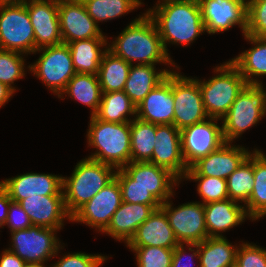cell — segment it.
Listing matches in <instances>:
<instances>
[{
  "mask_svg": "<svg viewBox=\"0 0 266 267\" xmlns=\"http://www.w3.org/2000/svg\"><path fill=\"white\" fill-rule=\"evenodd\" d=\"M28 0H0V4L25 3Z\"/></svg>",
  "mask_w": 266,
  "mask_h": 267,
  "instance_id": "681fc988",
  "label": "cell"
},
{
  "mask_svg": "<svg viewBox=\"0 0 266 267\" xmlns=\"http://www.w3.org/2000/svg\"><path fill=\"white\" fill-rule=\"evenodd\" d=\"M88 128V145L96 151L87 158L116 169L123 168L131 162L130 122H105L91 116Z\"/></svg>",
  "mask_w": 266,
  "mask_h": 267,
  "instance_id": "3957f363",
  "label": "cell"
},
{
  "mask_svg": "<svg viewBox=\"0 0 266 267\" xmlns=\"http://www.w3.org/2000/svg\"><path fill=\"white\" fill-rule=\"evenodd\" d=\"M149 162L167 169L179 181L185 176L188 167L182 156L180 130L173 124H156L155 147Z\"/></svg>",
  "mask_w": 266,
  "mask_h": 267,
  "instance_id": "e0dca14e",
  "label": "cell"
},
{
  "mask_svg": "<svg viewBox=\"0 0 266 267\" xmlns=\"http://www.w3.org/2000/svg\"><path fill=\"white\" fill-rule=\"evenodd\" d=\"M166 1H181V0H158L157 3L160 4V3H163V2H166Z\"/></svg>",
  "mask_w": 266,
  "mask_h": 267,
  "instance_id": "816d5d0a",
  "label": "cell"
},
{
  "mask_svg": "<svg viewBox=\"0 0 266 267\" xmlns=\"http://www.w3.org/2000/svg\"><path fill=\"white\" fill-rule=\"evenodd\" d=\"M179 242L176 240L164 210L155 209L150 217L141 224L126 247H163L174 249Z\"/></svg>",
  "mask_w": 266,
  "mask_h": 267,
  "instance_id": "603a6c76",
  "label": "cell"
},
{
  "mask_svg": "<svg viewBox=\"0 0 266 267\" xmlns=\"http://www.w3.org/2000/svg\"><path fill=\"white\" fill-rule=\"evenodd\" d=\"M7 225L10 228V232L28 229L32 226V223L19 203L11 202L8 209L7 219L4 226Z\"/></svg>",
  "mask_w": 266,
  "mask_h": 267,
  "instance_id": "ee69618b",
  "label": "cell"
},
{
  "mask_svg": "<svg viewBox=\"0 0 266 267\" xmlns=\"http://www.w3.org/2000/svg\"><path fill=\"white\" fill-rule=\"evenodd\" d=\"M184 179L199 182L197 191L202 204L228 199L227 182L225 179L208 176H184Z\"/></svg>",
  "mask_w": 266,
  "mask_h": 267,
  "instance_id": "f35d334b",
  "label": "cell"
},
{
  "mask_svg": "<svg viewBox=\"0 0 266 267\" xmlns=\"http://www.w3.org/2000/svg\"><path fill=\"white\" fill-rule=\"evenodd\" d=\"M0 185L16 203L34 195H63V176L54 174L30 172L0 181Z\"/></svg>",
  "mask_w": 266,
  "mask_h": 267,
  "instance_id": "ffe728a7",
  "label": "cell"
},
{
  "mask_svg": "<svg viewBox=\"0 0 266 267\" xmlns=\"http://www.w3.org/2000/svg\"><path fill=\"white\" fill-rule=\"evenodd\" d=\"M115 167L90 158L80 160L70 177H63V195L67 212L72 216L114 178ZM114 172V173H113Z\"/></svg>",
  "mask_w": 266,
  "mask_h": 267,
  "instance_id": "277c9868",
  "label": "cell"
},
{
  "mask_svg": "<svg viewBox=\"0 0 266 267\" xmlns=\"http://www.w3.org/2000/svg\"><path fill=\"white\" fill-rule=\"evenodd\" d=\"M205 31L215 34L239 25L247 30V0H198Z\"/></svg>",
  "mask_w": 266,
  "mask_h": 267,
  "instance_id": "5bb4252c",
  "label": "cell"
},
{
  "mask_svg": "<svg viewBox=\"0 0 266 267\" xmlns=\"http://www.w3.org/2000/svg\"><path fill=\"white\" fill-rule=\"evenodd\" d=\"M122 202L121 188L118 180L114 178L90 201L80 207L71 216V221L87 224V226L95 228L96 231L103 232Z\"/></svg>",
  "mask_w": 266,
  "mask_h": 267,
  "instance_id": "4fadbf2b",
  "label": "cell"
},
{
  "mask_svg": "<svg viewBox=\"0 0 266 267\" xmlns=\"http://www.w3.org/2000/svg\"><path fill=\"white\" fill-rule=\"evenodd\" d=\"M160 207L123 201L113 214L110 224L102 233L127 244L137 228L150 217L155 209Z\"/></svg>",
  "mask_w": 266,
  "mask_h": 267,
  "instance_id": "cb8c5ba5",
  "label": "cell"
},
{
  "mask_svg": "<svg viewBox=\"0 0 266 267\" xmlns=\"http://www.w3.org/2000/svg\"><path fill=\"white\" fill-rule=\"evenodd\" d=\"M106 37L77 40L68 43L76 73L98 75L102 57L108 47ZM104 46L102 51L101 47Z\"/></svg>",
  "mask_w": 266,
  "mask_h": 267,
  "instance_id": "83f0119b",
  "label": "cell"
},
{
  "mask_svg": "<svg viewBox=\"0 0 266 267\" xmlns=\"http://www.w3.org/2000/svg\"><path fill=\"white\" fill-rule=\"evenodd\" d=\"M63 95L70 96L90 107L91 116H95L99 110L102 96L98 75L76 73L58 98L63 99Z\"/></svg>",
  "mask_w": 266,
  "mask_h": 267,
  "instance_id": "f1b7e54d",
  "label": "cell"
},
{
  "mask_svg": "<svg viewBox=\"0 0 266 267\" xmlns=\"http://www.w3.org/2000/svg\"><path fill=\"white\" fill-rule=\"evenodd\" d=\"M107 260L102 254L68 253L50 267H100Z\"/></svg>",
  "mask_w": 266,
  "mask_h": 267,
  "instance_id": "7bdbcfd3",
  "label": "cell"
},
{
  "mask_svg": "<svg viewBox=\"0 0 266 267\" xmlns=\"http://www.w3.org/2000/svg\"><path fill=\"white\" fill-rule=\"evenodd\" d=\"M246 40L254 44L230 61L238 68L248 85H263L259 77L266 75V38L244 34ZM255 76L256 79H253Z\"/></svg>",
  "mask_w": 266,
  "mask_h": 267,
  "instance_id": "484cf974",
  "label": "cell"
},
{
  "mask_svg": "<svg viewBox=\"0 0 266 267\" xmlns=\"http://www.w3.org/2000/svg\"><path fill=\"white\" fill-rule=\"evenodd\" d=\"M38 51L42 54L36 62L28 65V68L59 97L69 80L76 74L68 44L42 47L34 54Z\"/></svg>",
  "mask_w": 266,
  "mask_h": 267,
  "instance_id": "ba28073f",
  "label": "cell"
},
{
  "mask_svg": "<svg viewBox=\"0 0 266 267\" xmlns=\"http://www.w3.org/2000/svg\"><path fill=\"white\" fill-rule=\"evenodd\" d=\"M131 162H148L155 147L156 124L133 118L130 122Z\"/></svg>",
  "mask_w": 266,
  "mask_h": 267,
  "instance_id": "836d02e7",
  "label": "cell"
},
{
  "mask_svg": "<svg viewBox=\"0 0 266 267\" xmlns=\"http://www.w3.org/2000/svg\"><path fill=\"white\" fill-rule=\"evenodd\" d=\"M254 187L249 200L244 204L250 220L256 221L266 216V155L253 150Z\"/></svg>",
  "mask_w": 266,
  "mask_h": 267,
  "instance_id": "4dcf8cb0",
  "label": "cell"
},
{
  "mask_svg": "<svg viewBox=\"0 0 266 267\" xmlns=\"http://www.w3.org/2000/svg\"><path fill=\"white\" fill-rule=\"evenodd\" d=\"M136 118V105L128 95L122 91L102 92L100 107L95 115L105 122L123 123L131 122L128 116Z\"/></svg>",
  "mask_w": 266,
  "mask_h": 267,
  "instance_id": "1f68e13d",
  "label": "cell"
},
{
  "mask_svg": "<svg viewBox=\"0 0 266 267\" xmlns=\"http://www.w3.org/2000/svg\"><path fill=\"white\" fill-rule=\"evenodd\" d=\"M82 2L97 24L119 18L142 5L141 0H82Z\"/></svg>",
  "mask_w": 266,
  "mask_h": 267,
  "instance_id": "e575fe53",
  "label": "cell"
},
{
  "mask_svg": "<svg viewBox=\"0 0 266 267\" xmlns=\"http://www.w3.org/2000/svg\"><path fill=\"white\" fill-rule=\"evenodd\" d=\"M13 94L14 91L11 88L0 82V107L9 101Z\"/></svg>",
  "mask_w": 266,
  "mask_h": 267,
  "instance_id": "c3c4849f",
  "label": "cell"
},
{
  "mask_svg": "<svg viewBox=\"0 0 266 267\" xmlns=\"http://www.w3.org/2000/svg\"><path fill=\"white\" fill-rule=\"evenodd\" d=\"M115 178L121 188L122 201L132 204L161 206V203L145 188L134 184V180L122 168L116 170Z\"/></svg>",
  "mask_w": 266,
  "mask_h": 267,
  "instance_id": "8d00e7d4",
  "label": "cell"
},
{
  "mask_svg": "<svg viewBox=\"0 0 266 267\" xmlns=\"http://www.w3.org/2000/svg\"><path fill=\"white\" fill-rule=\"evenodd\" d=\"M235 267H266V249L251 243H241L237 248Z\"/></svg>",
  "mask_w": 266,
  "mask_h": 267,
  "instance_id": "b9f144b4",
  "label": "cell"
},
{
  "mask_svg": "<svg viewBox=\"0 0 266 267\" xmlns=\"http://www.w3.org/2000/svg\"><path fill=\"white\" fill-rule=\"evenodd\" d=\"M136 255L138 267H171L173 249L163 247H129Z\"/></svg>",
  "mask_w": 266,
  "mask_h": 267,
  "instance_id": "ab89813d",
  "label": "cell"
},
{
  "mask_svg": "<svg viewBox=\"0 0 266 267\" xmlns=\"http://www.w3.org/2000/svg\"><path fill=\"white\" fill-rule=\"evenodd\" d=\"M25 55L15 51L0 49V82L16 92L14 81L25 76Z\"/></svg>",
  "mask_w": 266,
  "mask_h": 267,
  "instance_id": "74e56055",
  "label": "cell"
},
{
  "mask_svg": "<svg viewBox=\"0 0 266 267\" xmlns=\"http://www.w3.org/2000/svg\"><path fill=\"white\" fill-rule=\"evenodd\" d=\"M147 14L153 19L169 56L168 43L188 46L206 32L198 0L166 1L149 8Z\"/></svg>",
  "mask_w": 266,
  "mask_h": 267,
  "instance_id": "7a4b0ae2",
  "label": "cell"
},
{
  "mask_svg": "<svg viewBox=\"0 0 266 267\" xmlns=\"http://www.w3.org/2000/svg\"><path fill=\"white\" fill-rule=\"evenodd\" d=\"M12 202L8 193L0 185V227L3 226L7 219L9 205Z\"/></svg>",
  "mask_w": 266,
  "mask_h": 267,
  "instance_id": "7dc6e473",
  "label": "cell"
},
{
  "mask_svg": "<svg viewBox=\"0 0 266 267\" xmlns=\"http://www.w3.org/2000/svg\"><path fill=\"white\" fill-rule=\"evenodd\" d=\"M136 117L152 124H173V72L136 106Z\"/></svg>",
  "mask_w": 266,
  "mask_h": 267,
  "instance_id": "44dd1931",
  "label": "cell"
},
{
  "mask_svg": "<svg viewBox=\"0 0 266 267\" xmlns=\"http://www.w3.org/2000/svg\"><path fill=\"white\" fill-rule=\"evenodd\" d=\"M218 121L217 118L208 117L180 130L182 156L188 168L226 143Z\"/></svg>",
  "mask_w": 266,
  "mask_h": 267,
  "instance_id": "30bf717a",
  "label": "cell"
},
{
  "mask_svg": "<svg viewBox=\"0 0 266 267\" xmlns=\"http://www.w3.org/2000/svg\"><path fill=\"white\" fill-rule=\"evenodd\" d=\"M226 199L204 204L205 222L208 237H224L223 232L240 225L247 215L244 205Z\"/></svg>",
  "mask_w": 266,
  "mask_h": 267,
  "instance_id": "d4e9b609",
  "label": "cell"
},
{
  "mask_svg": "<svg viewBox=\"0 0 266 267\" xmlns=\"http://www.w3.org/2000/svg\"><path fill=\"white\" fill-rule=\"evenodd\" d=\"M19 204L34 226L60 230L65 218L71 221V215L65 207L64 195H34L21 200Z\"/></svg>",
  "mask_w": 266,
  "mask_h": 267,
  "instance_id": "7402d4cb",
  "label": "cell"
},
{
  "mask_svg": "<svg viewBox=\"0 0 266 267\" xmlns=\"http://www.w3.org/2000/svg\"><path fill=\"white\" fill-rule=\"evenodd\" d=\"M107 46L109 51L130 65H133L134 61L144 65H156L157 63L167 65L168 63L177 69L173 60L166 53L158 29L147 12L135 18L115 38V41Z\"/></svg>",
  "mask_w": 266,
  "mask_h": 267,
  "instance_id": "6da1fadb",
  "label": "cell"
},
{
  "mask_svg": "<svg viewBox=\"0 0 266 267\" xmlns=\"http://www.w3.org/2000/svg\"><path fill=\"white\" fill-rule=\"evenodd\" d=\"M172 204L168 199L161 204V208L179 244H197L204 241L208 237L204 205L196 201L173 208Z\"/></svg>",
  "mask_w": 266,
  "mask_h": 267,
  "instance_id": "8fae6325",
  "label": "cell"
},
{
  "mask_svg": "<svg viewBox=\"0 0 266 267\" xmlns=\"http://www.w3.org/2000/svg\"><path fill=\"white\" fill-rule=\"evenodd\" d=\"M26 7L35 35V51L63 43L58 15V1L28 0Z\"/></svg>",
  "mask_w": 266,
  "mask_h": 267,
  "instance_id": "ac0fdd59",
  "label": "cell"
},
{
  "mask_svg": "<svg viewBox=\"0 0 266 267\" xmlns=\"http://www.w3.org/2000/svg\"><path fill=\"white\" fill-rule=\"evenodd\" d=\"M122 169L134 180V184L145 188L161 204L174 196L173 187L180 183L167 169L149 161L130 162Z\"/></svg>",
  "mask_w": 266,
  "mask_h": 267,
  "instance_id": "d6986e66",
  "label": "cell"
},
{
  "mask_svg": "<svg viewBox=\"0 0 266 267\" xmlns=\"http://www.w3.org/2000/svg\"><path fill=\"white\" fill-rule=\"evenodd\" d=\"M263 85H247L222 118L225 142H233L266 115V90Z\"/></svg>",
  "mask_w": 266,
  "mask_h": 267,
  "instance_id": "8992f818",
  "label": "cell"
},
{
  "mask_svg": "<svg viewBox=\"0 0 266 267\" xmlns=\"http://www.w3.org/2000/svg\"><path fill=\"white\" fill-rule=\"evenodd\" d=\"M57 231L32 225L28 229L11 232L12 245L8 250L26 263L45 265V261L56 257L63 247L56 237Z\"/></svg>",
  "mask_w": 266,
  "mask_h": 267,
  "instance_id": "9c48e42d",
  "label": "cell"
},
{
  "mask_svg": "<svg viewBox=\"0 0 266 267\" xmlns=\"http://www.w3.org/2000/svg\"><path fill=\"white\" fill-rule=\"evenodd\" d=\"M131 65L108 49L104 53L98 72L102 92L124 90Z\"/></svg>",
  "mask_w": 266,
  "mask_h": 267,
  "instance_id": "d6a6232c",
  "label": "cell"
},
{
  "mask_svg": "<svg viewBox=\"0 0 266 267\" xmlns=\"http://www.w3.org/2000/svg\"><path fill=\"white\" fill-rule=\"evenodd\" d=\"M228 199L244 204L254 187L253 152L227 179Z\"/></svg>",
  "mask_w": 266,
  "mask_h": 267,
  "instance_id": "d590c367",
  "label": "cell"
},
{
  "mask_svg": "<svg viewBox=\"0 0 266 267\" xmlns=\"http://www.w3.org/2000/svg\"><path fill=\"white\" fill-rule=\"evenodd\" d=\"M24 267H47V266L42 264L25 263Z\"/></svg>",
  "mask_w": 266,
  "mask_h": 267,
  "instance_id": "f907efd6",
  "label": "cell"
},
{
  "mask_svg": "<svg viewBox=\"0 0 266 267\" xmlns=\"http://www.w3.org/2000/svg\"><path fill=\"white\" fill-rule=\"evenodd\" d=\"M173 70L156 71L154 65L136 64L131 65L124 92L137 106L145 96L154 89Z\"/></svg>",
  "mask_w": 266,
  "mask_h": 267,
  "instance_id": "4316f807",
  "label": "cell"
},
{
  "mask_svg": "<svg viewBox=\"0 0 266 267\" xmlns=\"http://www.w3.org/2000/svg\"><path fill=\"white\" fill-rule=\"evenodd\" d=\"M247 35L266 38V0H247Z\"/></svg>",
  "mask_w": 266,
  "mask_h": 267,
  "instance_id": "60d3db41",
  "label": "cell"
},
{
  "mask_svg": "<svg viewBox=\"0 0 266 267\" xmlns=\"http://www.w3.org/2000/svg\"><path fill=\"white\" fill-rule=\"evenodd\" d=\"M214 72L217 75L208 81L195 80L199 84L207 116L221 120L248 84L230 60L215 67Z\"/></svg>",
  "mask_w": 266,
  "mask_h": 267,
  "instance_id": "5b68a950",
  "label": "cell"
},
{
  "mask_svg": "<svg viewBox=\"0 0 266 267\" xmlns=\"http://www.w3.org/2000/svg\"><path fill=\"white\" fill-rule=\"evenodd\" d=\"M184 245H187L188 250L192 252V254H188V255H190V257H188V259H187V261H190L189 264L188 263H183L184 262L183 258H185V254H186V252H185L186 250H185V246ZM194 257L196 259H199L198 243L197 244H178L173 249V257H172L171 267H192L191 266L192 265L191 264L192 263L191 259H193ZM198 267H199V264H198Z\"/></svg>",
  "mask_w": 266,
  "mask_h": 267,
  "instance_id": "f6af8a7d",
  "label": "cell"
},
{
  "mask_svg": "<svg viewBox=\"0 0 266 267\" xmlns=\"http://www.w3.org/2000/svg\"><path fill=\"white\" fill-rule=\"evenodd\" d=\"M173 125L181 130L208 118L198 82L173 71Z\"/></svg>",
  "mask_w": 266,
  "mask_h": 267,
  "instance_id": "7c38bea8",
  "label": "cell"
},
{
  "mask_svg": "<svg viewBox=\"0 0 266 267\" xmlns=\"http://www.w3.org/2000/svg\"><path fill=\"white\" fill-rule=\"evenodd\" d=\"M58 15L63 43L105 37L80 0L58 1Z\"/></svg>",
  "mask_w": 266,
  "mask_h": 267,
  "instance_id": "9a60e30c",
  "label": "cell"
},
{
  "mask_svg": "<svg viewBox=\"0 0 266 267\" xmlns=\"http://www.w3.org/2000/svg\"><path fill=\"white\" fill-rule=\"evenodd\" d=\"M237 248L225 237H207L198 243L199 267H235Z\"/></svg>",
  "mask_w": 266,
  "mask_h": 267,
  "instance_id": "f546056e",
  "label": "cell"
},
{
  "mask_svg": "<svg viewBox=\"0 0 266 267\" xmlns=\"http://www.w3.org/2000/svg\"><path fill=\"white\" fill-rule=\"evenodd\" d=\"M24 262L18 255L6 249L0 256V267H24Z\"/></svg>",
  "mask_w": 266,
  "mask_h": 267,
  "instance_id": "bcb514c9",
  "label": "cell"
},
{
  "mask_svg": "<svg viewBox=\"0 0 266 267\" xmlns=\"http://www.w3.org/2000/svg\"><path fill=\"white\" fill-rule=\"evenodd\" d=\"M0 49L34 54L35 35L26 2L0 4Z\"/></svg>",
  "mask_w": 266,
  "mask_h": 267,
  "instance_id": "52a82bcc",
  "label": "cell"
},
{
  "mask_svg": "<svg viewBox=\"0 0 266 267\" xmlns=\"http://www.w3.org/2000/svg\"><path fill=\"white\" fill-rule=\"evenodd\" d=\"M251 153L245 147L232 146L231 142H226L195 162L188 168L185 176H208L226 180Z\"/></svg>",
  "mask_w": 266,
  "mask_h": 267,
  "instance_id": "2e32d148",
  "label": "cell"
}]
</instances>
